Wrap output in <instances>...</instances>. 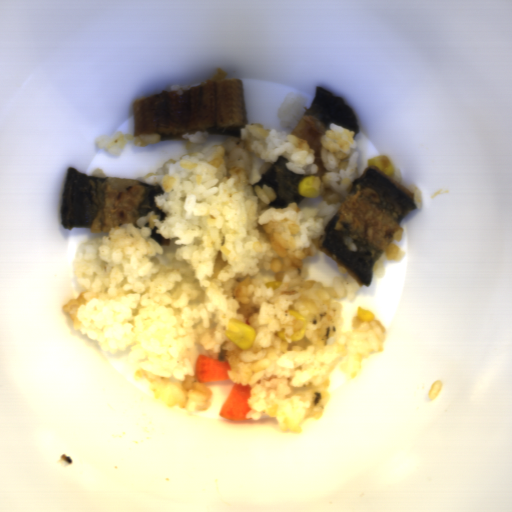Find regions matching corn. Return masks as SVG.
<instances>
[{
    "label": "corn",
    "instance_id": "obj_4",
    "mask_svg": "<svg viewBox=\"0 0 512 512\" xmlns=\"http://www.w3.org/2000/svg\"><path fill=\"white\" fill-rule=\"evenodd\" d=\"M368 166H376L390 177L395 171V166L387 153H380L368 159Z\"/></svg>",
    "mask_w": 512,
    "mask_h": 512
},
{
    "label": "corn",
    "instance_id": "obj_2",
    "mask_svg": "<svg viewBox=\"0 0 512 512\" xmlns=\"http://www.w3.org/2000/svg\"><path fill=\"white\" fill-rule=\"evenodd\" d=\"M321 177L315 174L305 176L301 182L297 184V191L300 197L304 199H317L321 192Z\"/></svg>",
    "mask_w": 512,
    "mask_h": 512
},
{
    "label": "corn",
    "instance_id": "obj_1",
    "mask_svg": "<svg viewBox=\"0 0 512 512\" xmlns=\"http://www.w3.org/2000/svg\"><path fill=\"white\" fill-rule=\"evenodd\" d=\"M224 335L241 351L251 350L256 340V330L251 324L235 316L227 321Z\"/></svg>",
    "mask_w": 512,
    "mask_h": 512
},
{
    "label": "corn",
    "instance_id": "obj_5",
    "mask_svg": "<svg viewBox=\"0 0 512 512\" xmlns=\"http://www.w3.org/2000/svg\"><path fill=\"white\" fill-rule=\"evenodd\" d=\"M357 318L359 320H362V321L366 322V323H369V322L374 320L375 315H374V313H372V311H369L367 309H363L362 307L358 306Z\"/></svg>",
    "mask_w": 512,
    "mask_h": 512
},
{
    "label": "corn",
    "instance_id": "obj_3",
    "mask_svg": "<svg viewBox=\"0 0 512 512\" xmlns=\"http://www.w3.org/2000/svg\"><path fill=\"white\" fill-rule=\"evenodd\" d=\"M288 316H293L297 323V330L292 333L290 336H286L284 330L277 332V339L287 341L290 343H295L298 341H302L304 333L306 331L307 322L303 314L294 310H288Z\"/></svg>",
    "mask_w": 512,
    "mask_h": 512
}]
</instances>
